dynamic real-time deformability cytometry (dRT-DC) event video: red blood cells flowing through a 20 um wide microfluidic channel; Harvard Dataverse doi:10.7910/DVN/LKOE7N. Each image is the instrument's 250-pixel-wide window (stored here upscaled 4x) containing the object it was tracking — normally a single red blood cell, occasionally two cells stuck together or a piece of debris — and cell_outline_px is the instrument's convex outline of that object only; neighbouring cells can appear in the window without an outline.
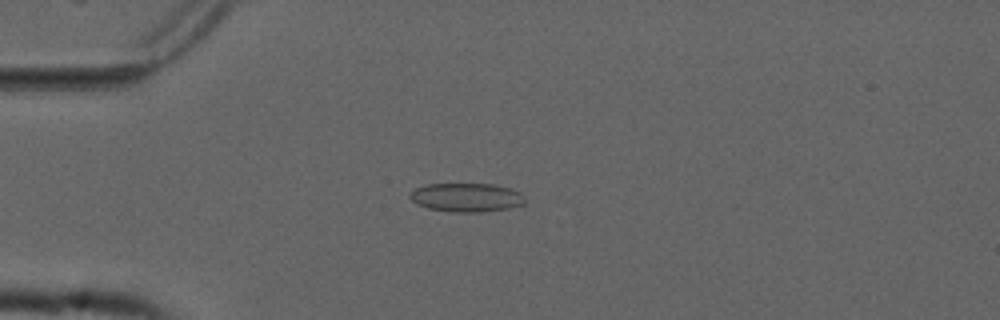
{"species": "common noctule bat (a hibernating species)", "species_latin": "Nyctalus noctula", "temperature_condition": "cold", "stored_images_in_passage": 5, "camera_frame_rate_fps": 3000, "um_per_image_px": 0.085, "animal": {"sex": "male", "forearm_length_mm": 52.5}, "frame": {"image": 1, "passage_image": 4, "time_ms": 1.0, "image_size_px": [1000, 320], "cell_outline_px": [[524, 204], [508, 208], [480, 212], [452, 212], [428, 208], [416, 204], [408, 196], [416, 188], [428, 184], [492, 184], [508, 188], [520, 192], [524, 196]], "centroid_in_image_um": [39.64, 16.78], "position_along_channel_um": 45.4, "area_um2": 19.13}}